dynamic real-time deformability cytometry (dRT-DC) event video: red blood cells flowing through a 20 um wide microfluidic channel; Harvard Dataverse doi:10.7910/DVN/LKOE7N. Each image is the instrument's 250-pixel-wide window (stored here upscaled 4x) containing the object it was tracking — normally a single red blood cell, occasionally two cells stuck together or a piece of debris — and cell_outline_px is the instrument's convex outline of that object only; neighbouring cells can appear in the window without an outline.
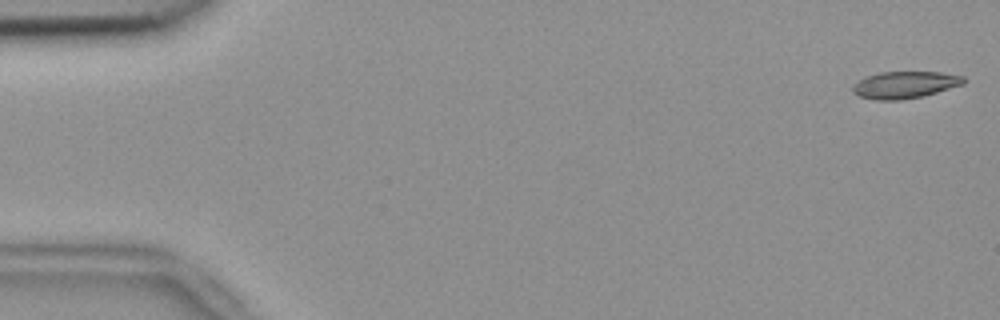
{"species": "common noctule bat (a hibernating species)", "species_latin": "Nyctalus noctula", "temperature_condition": "room temperature", "stored_images_in_passage": 27, "camera_frame_rate_fps": 3000, "um_per_image_px": 0.085, "animal": {"sex": "female", "body_mass_g": 18.4}, "frame": {"image": 1, "passage_image": 1, "time_ms": 0.0, "image_size_px": [1000, 320], "cell_outline_px": [[964, 84], [936, 92], [920, 96], [900, 100], [876, 100], [860, 96], [852, 92], [852, 88], [860, 80], [868, 76], [880, 72], [940, 72], [964, 76]], "centroid_in_image_um": [76.92, 7.21], "position_along_channel_um": 8.1, "area_um2": 17.11}}
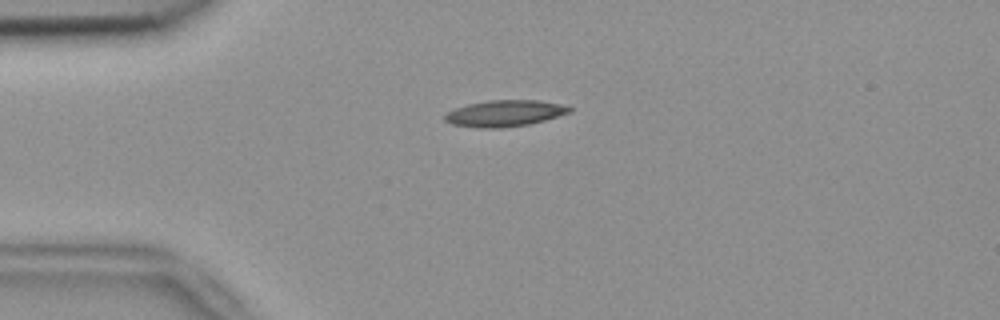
{"frame": {"image": 2, "passage_image": 13, "time_ms": 4.0, "image_size_px": [1000, 320], "cell_outline_px": [[572, 112], [544, 120], [528, 124], [504, 128], [476, 128], [452, 124], [444, 120], [444, 116], [448, 112], [456, 108], [468, 104], [488, 100], [540, 100], [560, 104], [572, 108]], "centroid_in_image_um": [42.9, 9.64], "position_along_channel_um": 42.1, "area_um2": 19.13}}
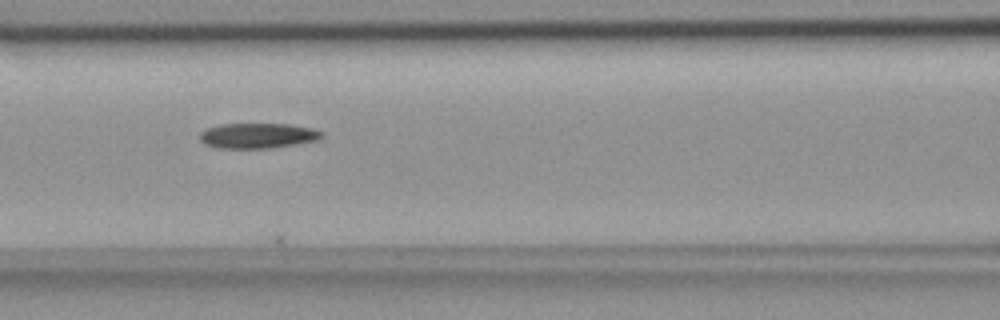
{"frame": {"image": 3, "passage_image": 23, "time_ms": 7.333, "image_size_px": [1000, 320], "cell_outline_px": [[324, 136], [320, 140], [296, 144], [268, 148], [216, 148], [204, 144], [200, 140], [200, 132], [208, 128], [220, 124], [288, 124], [312, 128], [324, 132]], "centroid_in_image_um": [21.93, 11.53], "position_along_channel_um": 144.7, "area_um2": 18.03}}